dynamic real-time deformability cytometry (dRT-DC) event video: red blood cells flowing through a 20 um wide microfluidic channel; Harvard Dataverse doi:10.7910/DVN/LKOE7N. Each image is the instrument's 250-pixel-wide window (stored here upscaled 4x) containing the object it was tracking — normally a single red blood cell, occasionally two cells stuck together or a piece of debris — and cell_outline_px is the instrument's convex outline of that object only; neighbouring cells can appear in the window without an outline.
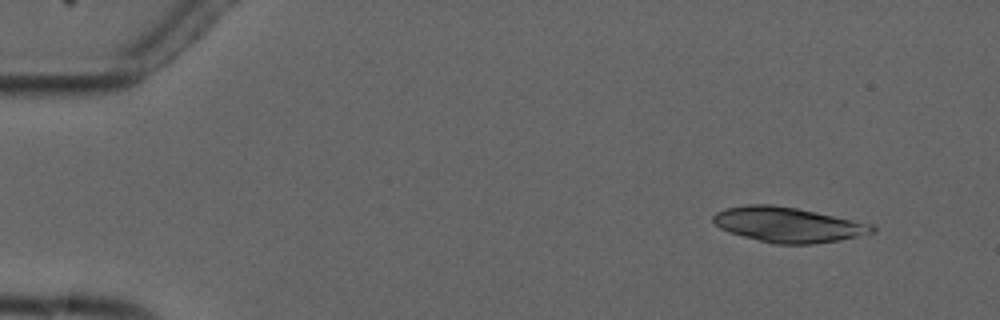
{"species": "common noctule bat (a hibernating species)", "species_latin": "Nyctalus noctula", "temperature_condition": "cold", "stored_images_in_passage": 6, "camera_frame_rate_fps": 3000, "um_per_image_px": 0.085, "animal": {"sex": "male", "forearm_length_mm": 52.5}, "frame": {"image": 1, "passage_image": 2, "time_ms": 1.0, "image_size_px": [1000, 320], "cell_outline_px": [[876, 232], [840, 240], [812, 244], [772, 244], [728, 232], [720, 228], [712, 220], [712, 216], [716, 212], [724, 208], [748, 204], [772, 204], [796, 208], [872, 224], [876, 228]], "centroid_in_image_um": [66.95, 19.1], "position_along_channel_um": 18.1, "area_um2": 32.48}}